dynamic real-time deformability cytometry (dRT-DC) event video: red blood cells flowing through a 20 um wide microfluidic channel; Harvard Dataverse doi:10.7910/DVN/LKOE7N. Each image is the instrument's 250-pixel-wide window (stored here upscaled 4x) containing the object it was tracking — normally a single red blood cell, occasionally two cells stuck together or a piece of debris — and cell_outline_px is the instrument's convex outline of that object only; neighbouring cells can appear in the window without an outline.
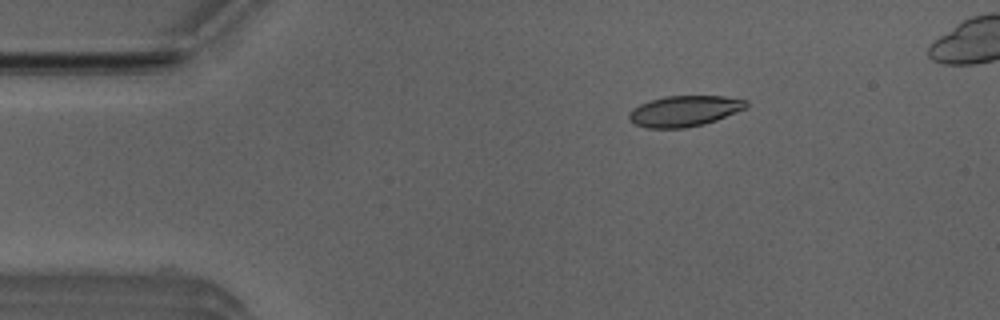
{"species": "Egyptian fruit bat (a non-hibernating species)", "species_latin": "Rousettus aegyptiacus", "temperature_condition": "room temperature", "stored_images_in_passage": 6, "camera_frame_rate_fps": 3000, "um_per_image_px": 0.085, "animal": {"sex": "male"}, "frame": {"image": 1, "passage_image": 3, "time_ms": 0.667, "image_size_px": [1000, 320], "cell_outline_px": [[748, 108], [716, 120], [704, 124], [684, 128], [648, 128], [636, 124], [628, 116], [632, 108], [640, 104], [664, 96], [724, 96], [748, 100]], "centroid_in_image_um": [58.22, 9.43], "position_along_channel_um": 26.8, "area_um2": 20.98}}